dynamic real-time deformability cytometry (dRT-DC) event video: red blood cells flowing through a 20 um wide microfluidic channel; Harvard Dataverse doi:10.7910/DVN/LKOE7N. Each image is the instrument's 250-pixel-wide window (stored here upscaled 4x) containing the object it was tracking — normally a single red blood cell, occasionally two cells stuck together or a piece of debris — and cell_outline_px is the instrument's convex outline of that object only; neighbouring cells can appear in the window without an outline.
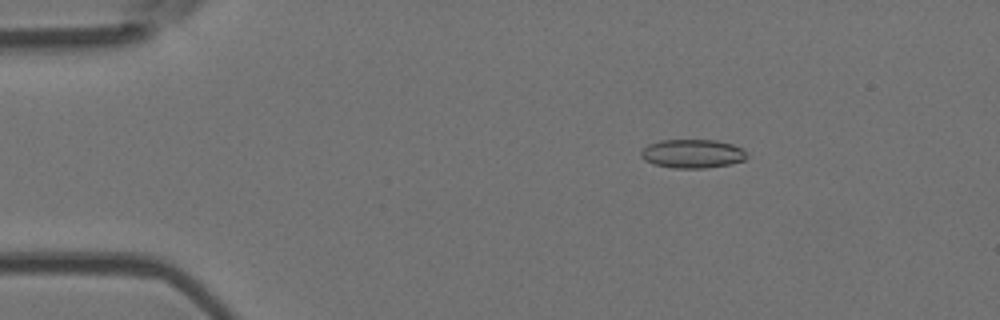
{"species": "Egyptian fruit bat (a non-hibernating species)", "species_latin": "Rousettus aegyptiacus", "temperature_condition": "room temperature", "stored_images_in_passage": 26, "camera_frame_rate_fps": 3000, "um_per_image_px": 0.085, "animal": {"sex": "female"}, "frame": {"image": 1, "passage_image": 9, "time_ms": 2.667, "image_size_px": [1000, 320], "cell_outline_px": [[748, 156], [744, 160], [732, 164], [704, 168], [672, 168], [656, 164], [644, 160], [640, 156], [640, 152], [648, 144], [660, 140], [716, 140], [732, 144], [740, 148]], "centroid_in_image_um": [58.84, 13.06], "position_along_channel_um": 26.2, "area_um2": 17.69}}
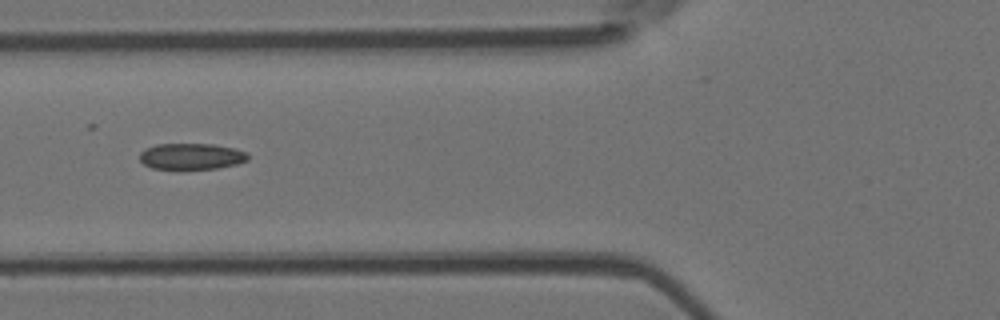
{"frame": {"image": 2, "passage_image": 20, "time_ms": 6.333, "image_size_px": [1000, 320], "cell_outline_px": [[248, 160], [236, 164], [216, 168], [180, 172], [152, 168], [144, 164], [140, 160], [140, 152], [144, 148], [156, 144], [212, 144], [236, 148], [248, 152]], "centroid_in_image_um": [16.24, 13.33], "position_along_channel_um": 109.6, "area_um2": 17.34}}
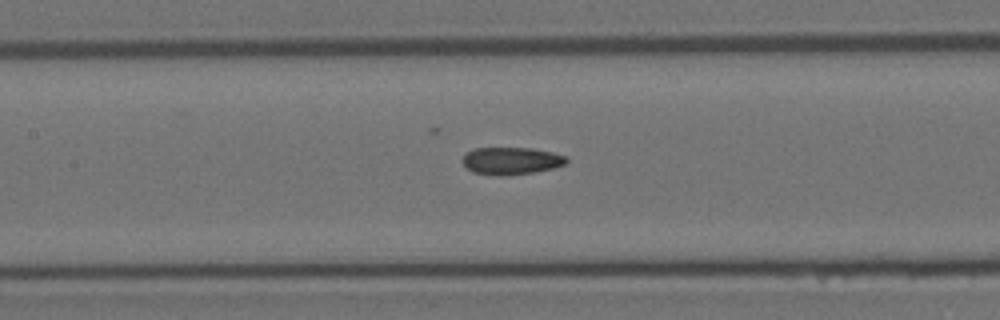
{"frame": {"image": 3, "passage_image": 24, "time_ms": 7.667, "image_size_px": [1000, 320], "cell_outline_px": [[568, 160], [564, 164], [556, 168], [536, 172], [508, 176], [496, 176], [472, 172], [460, 160], [468, 152], [476, 148], [532, 148], [552, 152], [564, 156]], "centroid_in_image_um": [43.46, 13.69], "position_along_channel_um": 163.9, "area_um2": 16.7}}